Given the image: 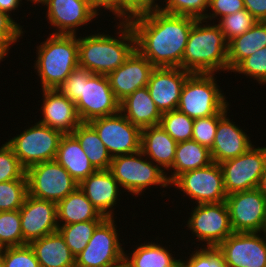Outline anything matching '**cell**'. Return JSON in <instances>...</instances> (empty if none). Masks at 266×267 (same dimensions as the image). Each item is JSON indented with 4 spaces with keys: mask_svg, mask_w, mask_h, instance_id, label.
I'll use <instances>...</instances> for the list:
<instances>
[{
    "mask_svg": "<svg viewBox=\"0 0 266 267\" xmlns=\"http://www.w3.org/2000/svg\"><path fill=\"white\" fill-rule=\"evenodd\" d=\"M120 112L140 129L160 125L162 113L152 100L147 86L135 90L120 102Z\"/></svg>",
    "mask_w": 266,
    "mask_h": 267,
    "instance_id": "25",
    "label": "cell"
},
{
    "mask_svg": "<svg viewBox=\"0 0 266 267\" xmlns=\"http://www.w3.org/2000/svg\"><path fill=\"white\" fill-rule=\"evenodd\" d=\"M79 188L102 216L114 218L115 206L124 191H121L122 188L109 170H97L90 174L79 184Z\"/></svg>",
    "mask_w": 266,
    "mask_h": 267,
    "instance_id": "23",
    "label": "cell"
},
{
    "mask_svg": "<svg viewBox=\"0 0 266 267\" xmlns=\"http://www.w3.org/2000/svg\"><path fill=\"white\" fill-rule=\"evenodd\" d=\"M245 9L257 20L266 21V0H243Z\"/></svg>",
    "mask_w": 266,
    "mask_h": 267,
    "instance_id": "48",
    "label": "cell"
},
{
    "mask_svg": "<svg viewBox=\"0 0 266 267\" xmlns=\"http://www.w3.org/2000/svg\"><path fill=\"white\" fill-rule=\"evenodd\" d=\"M183 192L193 204L219 203L226 200L223 172L220 164L210 165L180 174L171 184ZM195 201V202H194Z\"/></svg>",
    "mask_w": 266,
    "mask_h": 267,
    "instance_id": "12",
    "label": "cell"
},
{
    "mask_svg": "<svg viewBox=\"0 0 266 267\" xmlns=\"http://www.w3.org/2000/svg\"><path fill=\"white\" fill-rule=\"evenodd\" d=\"M109 171L119 183L122 191L138 197L147 188L157 186L170 188L166 172L149 160L141 151L112 158Z\"/></svg>",
    "mask_w": 266,
    "mask_h": 267,
    "instance_id": "7",
    "label": "cell"
},
{
    "mask_svg": "<svg viewBox=\"0 0 266 267\" xmlns=\"http://www.w3.org/2000/svg\"><path fill=\"white\" fill-rule=\"evenodd\" d=\"M28 195L27 179L0 183V211L19 210Z\"/></svg>",
    "mask_w": 266,
    "mask_h": 267,
    "instance_id": "36",
    "label": "cell"
},
{
    "mask_svg": "<svg viewBox=\"0 0 266 267\" xmlns=\"http://www.w3.org/2000/svg\"><path fill=\"white\" fill-rule=\"evenodd\" d=\"M55 160L72 176L78 185L90 174L97 171L72 134H64L61 137Z\"/></svg>",
    "mask_w": 266,
    "mask_h": 267,
    "instance_id": "26",
    "label": "cell"
},
{
    "mask_svg": "<svg viewBox=\"0 0 266 267\" xmlns=\"http://www.w3.org/2000/svg\"><path fill=\"white\" fill-rule=\"evenodd\" d=\"M180 68L190 73H229L228 42L218 24L203 19L194 22Z\"/></svg>",
    "mask_w": 266,
    "mask_h": 267,
    "instance_id": "4",
    "label": "cell"
},
{
    "mask_svg": "<svg viewBox=\"0 0 266 267\" xmlns=\"http://www.w3.org/2000/svg\"><path fill=\"white\" fill-rule=\"evenodd\" d=\"M218 25L227 42L242 35L253 27L258 21L246 10H240L221 18Z\"/></svg>",
    "mask_w": 266,
    "mask_h": 267,
    "instance_id": "37",
    "label": "cell"
},
{
    "mask_svg": "<svg viewBox=\"0 0 266 267\" xmlns=\"http://www.w3.org/2000/svg\"><path fill=\"white\" fill-rule=\"evenodd\" d=\"M57 204L27 195L19 209L23 241L26 244L57 232Z\"/></svg>",
    "mask_w": 266,
    "mask_h": 267,
    "instance_id": "18",
    "label": "cell"
},
{
    "mask_svg": "<svg viewBox=\"0 0 266 267\" xmlns=\"http://www.w3.org/2000/svg\"><path fill=\"white\" fill-rule=\"evenodd\" d=\"M56 212L58 225L105 219L79 187L57 203Z\"/></svg>",
    "mask_w": 266,
    "mask_h": 267,
    "instance_id": "29",
    "label": "cell"
},
{
    "mask_svg": "<svg viewBox=\"0 0 266 267\" xmlns=\"http://www.w3.org/2000/svg\"><path fill=\"white\" fill-rule=\"evenodd\" d=\"M227 195L255 189L266 167V146L253 145L246 152L220 163Z\"/></svg>",
    "mask_w": 266,
    "mask_h": 267,
    "instance_id": "13",
    "label": "cell"
},
{
    "mask_svg": "<svg viewBox=\"0 0 266 267\" xmlns=\"http://www.w3.org/2000/svg\"><path fill=\"white\" fill-rule=\"evenodd\" d=\"M191 73L179 67H155L147 88L161 113L176 110L184 82Z\"/></svg>",
    "mask_w": 266,
    "mask_h": 267,
    "instance_id": "19",
    "label": "cell"
},
{
    "mask_svg": "<svg viewBox=\"0 0 266 267\" xmlns=\"http://www.w3.org/2000/svg\"><path fill=\"white\" fill-rule=\"evenodd\" d=\"M26 177L30 196L56 204L79 187L55 159L28 167Z\"/></svg>",
    "mask_w": 266,
    "mask_h": 267,
    "instance_id": "11",
    "label": "cell"
},
{
    "mask_svg": "<svg viewBox=\"0 0 266 267\" xmlns=\"http://www.w3.org/2000/svg\"><path fill=\"white\" fill-rule=\"evenodd\" d=\"M41 115L39 123L61 131L63 134H71L81 123L76 105L67 98L59 89L42 90Z\"/></svg>",
    "mask_w": 266,
    "mask_h": 267,
    "instance_id": "22",
    "label": "cell"
},
{
    "mask_svg": "<svg viewBox=\"0 0 266 267\" xmlns=\"http://www.w3.org/2000/svg\"><path fill=\"white\" fill-rule=\"evenodd\" d=\"M71 134L80 143L89 161L97 170H109L112 157L88 122H81Z\"/></svg>",
    "mask_w": 266,
    "mask_h": 267,
    "instance_id": "32",
    "label": "cell"
},
{
    "mask_svg": "<svg viewBox=\"0 0 266 267\" xmlns=\"http://www.w3.org/2000/svg\"><path fill=\"white\" fill-rule=\"evenodd\" d=\"M227 267H266V235L234 232L216 247Z\"/></svg>",
    "mask_w": 266,
    "mask_h": 267,
    "instance_id": "15",
    "label": "cell"
},
{
    "mask_svg": "<svg viewBox=\"0 0 266 267\" xmlns=\"http://www.w3.org/2000/svg\"><path fill=\"white\" fill-rule=\"evenodd\" d=\"M266 46V21H258L248 31L228 42L229 73L246 57Z\"/></svg>",
    "mask_w": 266,
    "mask_h": 267,
    "instance_id": "31",
    "label": "cell"
},
{
    "mask_svg": "<svg viewBox=\"0 0 266 267\" xmlns=\"http://www.w3.org/2000/svg\"><path fill=\"white\" fill-rule=\"evenodd\" d=\"M115 219L105 218L96 227L85 249L75 257V267H118L124 264L125 247H122Z\"/></svg>",
    "mask_w": 266,
    "mask_h": 267,
    "instance_id": "8",
    "label": "cell"
},
{
    "mask_svg": "<svg viewBox=\"0 0 266 267\" xmlns=\"http://www.w3.org/2000/svg\"><path fill=\"white\" fill-rule=\"evenodd\" d=\"M34 70L41 80V89H58L79 66L78 36L50 34L36 46Z\"/></svg>",
    "mask_w": 266,
    "mask_h": 267,
    "instance_id": "5",
    "label": "cell"
},
{
    "mask_svg": "<svg viewBox=\"0 0 266 267\" xmlns=\"http://www.w3.org/2000/svg\"><path fill=\"white\" fill-rule=\"evenodd\" d=\"M188 214L191 217L189 216L185 225L193 234L192 237H196L194 240L202 243L201 247L216 248L234 233L225 201L196 204Z\"/></svg>",
    "mask_w": 266,
    "mask_h": 267,
    "instance_id": "10",
    "label": "cell"
},
{
    "mask_svg": "<svg viewBox=\"0 0 266 267\" xmlns=\"http://www.w3.org/2000/svg\"><path fill=\"white\" fill-rule=\"evenodd\" d=\"M177 142L160 126L141 129L140 151L154 164H157L166 175L173 166Z\"/></svg>",
    "mask_w": 266,
    "mask_h": 267,
    "instance_id": "24",
    "label": "cell"
},
{
    "mask_svg": "<svg viewBox=\"0 0 266 267\" xmlns=\"http://www.w3.org/2000/svg\"><path fill=\"white\" fill-rule=\"evenodd\" d=\"M213 162L208 148L194 140L178 142L173 166L167 175L170 184L182 173L203 168ZM173 170V171H172Z\"/></svg>",
    "mask_w": 266,
    "mask_h": 267,
    "instance_id": "30",
    "label": "cell"
},
{
    "mask_svg": "<svg viewBox=\"0 0 266 267\" xmlns=\"http://www.w3.org/2000/svg\"><path fill=\"white\" fill-rule=\"evenodd\" d=\"M231 72L266 85V46L243 59Z\"/></svg>",
    "mask_w": 266,
    "mask_h": 267,
    "instance_id": "39",
    "label": "cell"
},
{
    "mask_svg": "<svg viewBox=\"0 0 266 267\" xmlns=\"http://www.w3.org/2000/svg\"><path fill=\"white\" fill-rule=\"evenodd\" d=\"M58 89L75 103L81 122L120 111V102L114 96L107 75L93 74L78 66Z\"/></svg>",
    "mask_w": 266,
    "mask_h": 267,
    "instance_id": "3",
    "label": "cell"
},
{
    "mask_svg": "<svg viewBox=\"0 0 266 267\" xmlns=\"http://www.w3.org/2000/svg\"><path fill=\"white\" fill-rule=\"evenodd\" d=\"M262 232L266 235V218H265V222H264V226H263Z\"/></svg>",
    "mask_w": 266,
    "mask_h": 267,
    "instance_id": "54",
    "label": "cell"
},
{
    "mask_svg": "<svg viewBox=\"0 0 266 267\" xmlns=\"http://www.w3.org/2000/svg\"><path fill=\"white\" fill-rule=\"evenodd\" d=\"M225 202L234 232H262L266 198L257 188L229 194Z\"/></svg>",
    "mask_w": 266,
    "mask_h": 267,
    "instance_id": "17",
    "label": "cell"
},
{
    "mask_svg": "<svg viewBox=\"0 0 266 267\" xmlns=\"http://www.w3.org/2000/svg\"><path fill=\"white\" fill-rule=\"evenodd\" d=\"M16 135L6 143L11 147L20 164L27 169L34 164L54 160L60 139L64 134L36 122Z\"/></svg>",
    "mask_w": 266,
    "mask_h": 267,
    "instance_id": "9",
    "label": "cell"
},
{
    "mask_svg": "<svg viewBox=\"0 0 266 267\" xmlns=\"http://www.w3.org/2000/svg\"><path fill=\"white\" fill-rule=\"evenodd\" d=\"M215 73H191L183 84L177 110L192 119L221 114L230 103Z\"/></svg>",
    "mask_w": 266,
    "mask_h": 267,
    "instance_id": "6",
    "label": "cell"
},
{
    "mask_svg": "<svg viewBox=\"0 0 266 267\" xmlns=\"http://www.w3.org/2000/svg\"><path fill=\"white\" fill-rule=\"evenodd\" d=\"M88 123L95 129L112 158L140 151L141 129L133 125L120 111L92 119Z\"/></svg>",
    "mask_w": 266,
    "mask_h": 267,
    "instance_id": "14",
    "label": "cell"
},
{
    "mask_svg": "<svg viewBox=\"0 0 266 267\" xmlns=\"http://www.w3.org/2000/svg\"><path fill=\"white\" fill-rule=\"evenodd\" d=\"M117 32L109 35L94 32L85 37L78 36L79 66L86 68L93 74L108 75L119 66L136 49V38L128 21L116 22ZM116 37V38H115Z\"/></svg>",
    "mask_w": 266,
    "mask_h": 267,
    "instance_id": "2",
    "label": "cell"
},
{
    "mask_svg": "<svg viewBox=\"0 0 266 267\" xmlns=\"http://www.w3.org/2000/svg\"><path fill=\"white\" fill-rule=\"evenodd\" d=\"M3 267H40L29 244L2 248Z\"/></svg>",
    "mask_w": 266,
    "mask_h": 267,
    "instance_id": "42",
    "label": "cell"
},
{
    "mask_svg": "<svg viewBox=\"0 0 266 267\" xmlns=\"http://www.w3.org/2000/svg\"><path fill=\"white\" fill-rule=\"evenodd\" d=\"M0 267H3L2 249H1V251H0Z\"/></svg>",
    "mask_w": 266,
    "mask_h": 267,
    "instance_id": "53",
    "label": "cell"
},
{
    "mask_svg": "<svg viewBox=\"0 0 266 267\" xmlns=\"http://www.w3.org/2000/svg\"><path fill=\"white\" fill-rule=\"evenodd\" d=\"M154 68L150 61L135 49L121 66L107 75L115 98L121 102L135 90L147 86Z\"/></svg>",
    "mask_w": 266,
    "mask_h": 267,
    "instance_id": "20",
    "label": "cell"
},
{
    "mask_svg": "<svg viewBox=\"0 0 266 267\" xmlns=\"http://www.w3.org/2000/svg\"><path fill=\"white\" fill-rule=\"evenodd\" d=\"M40 267H75V256L57 231L29 243Z\"/></svg>",
    "mask_w": 266,
    "mask_h": 267,
    "instance_id": "27",
    "label": "cell"
},
{
    "mask_svg": "<svg viewBox=\"0 0 266 267\" xmlns=\"http://www.w3.org/2000/svg\"><path fill=\"white\" fill-rule=\"evenodd\" d=\"M24 30V31H23ZM25 29L8 14L0 11V41L9 49L23 38Z\"/></svg>",
    "mask_w": 266,
    "mask_h": 267,
    "instance_id": "44",
    "label": "cell"
},
{
    "mask_svg": "<svg viewBox=\"0 0 266 267\" xmlns=\"http://www.w3.org/2000/svg\"><path fill=\"white\" fill-rule=\"evenodd\" d=\"M103 220H89L67 225H58V232L64 238L71 253L76 257L85 249L94 230Z\"/></svg>",
    "mask_w": 266,
    "mask_h": 267,
    "instance_id": "33",
    "label": "cell"
},
{
    "mask_svg": "<svg viewBox=\"0 0 266 267\" xmlns=\"http://www.w3.org/2000/svg\"><path fill=\"white\" fill-rule=\"evenodd\" d=\"M91 3L99 15H102V9L104 12L109 10L115 16L114 20L125 21V0H91Z\"/></svg>",
    "mask_w": 266,
    "mask_h": 267,
    "instance_id": "46",
    "label": "cell"
},
{
    "mask_svg": "<svg viewBox=\"0 0 266 267\" xmlns=\"http://www.w3.org/2000/svg\"><path fill=\"white\" fill-rule=\"evenodd\" d=\"M25 1H30L31 3H33L34 5H38L40 2H41V0H25Z\"/></svg>",
    "mask_w": 266,
    "mask_h": 267,
    "instance_id": "52",
    "label": "cell"
},
{
    "mask_svg": "<svg viewBox=\"0 0 266 267\" xmlns=\"http://www.w3.org/2000/svg\"><path fill=\"white\" fill-rule=\"evenodd\" d=\"M194 119L179 110L162 113L160 126L177 143L192 140Z\"/></svg>",
    "mask_w": 266,
    "mask_h": 267,
    "instance_id": "34",
    "label": "cell"
},
{
    "mask_svg": "<svg viewBox=\"0 0 266 267\" xmlns=\"http://www.w3.org/2000/svg\"><path fill=\"white\" fill-rule=\"evenodd\" d=\"M159 0H125V21L139 13L159 8Z\"/></svg>",
    "mask_w": 266,
    "mask_h": 267,
    "instance_id": "47",
    "label": "cell"
},
{
    "mask_svg": "<svg viewBox=\"0 0 266 267\" xmlns=\"http://www.w3.org/2000/svg\"><path fill=\"white\" fill-rule=\"evenodd\" d=\"M46 7L48 23L54 27L51 34L78 35V28L98 18L91 0H41ZM57 28V29H56Z\"/></svg>",
    "mask_w": 266,
    "mask_h": 267,
    "instance_id": "16",
    "label": "cell"
},
{
    "mask_svg": "<svg viewBox=\"0 0 266 267\" xmlns=\"http://www.w3.org/2000/svg\"><path fill=\"white\" fill-rule=\"evenodd\" d=\"M257 189L261 192V194L266 198V167L260 178Z\"/></svg>",
    "mask_w": 266,
    "mask_h": 267,
    "instance_id": "50",
    "label": "cell"
},
{
    "mask_svg": "<svg viewBox=\"0 0 266 267\" xmlns=\"http://www.w3.org/2000/svg\"><path fill=\"white\" fill-rule=\"evenodd\" d=\"M160 244L158 241L155 243L153 240L151 242L146 240L136 245L137 248L134 247L132 253L125 250L124 265L126 267H177L181 263V258L177 259L175 254L170 253L172 249H168L166 244L165 246L162 242Z\"/></svg>",
    "mask_w": 266,
    "mask_h": 267,
    "instance_id": "28",
    "label": "cell"
},
{
    "mask_svg": "<svg viewBox=\"0 0 266 267\" xmlns=\"http://www.w3.org/2000/svg\"><path fill=\"white\" fill-rule=\"evenodd\" d=\"M22 0H0V11L8 14L12 17V13L17 12L18 8L21 7ZM12 12V13H11Z\"/></svg>",
    "mask_w": 266,
    "mask_h": 267,
    "instance_id": "49",
    "label": "cell"
},
{
    "mask_svg": "<svg viewBox=\"0 0 266 267\" xmlns=\"http://www.w3.org/2000/svg\"><path fill=\"white\" fill-rule=\"evenodd\" d=\"M26 245L19 210L0 211V248Z\"/></svg>",
    "mask_w": 266,
    "mask_h": 267,
    "instance_id": "35",
    "label": "cell"
},
{
    "mask_svg": "<svg viewBox=\"0 0 266 267\" xmlns=\"http://www.w3.org/2000/svg\"><path fill=\"white\" fill-rule=\"evenodd\" d=\"M218 122L219 114L194 119L192 140L211 150Z\"/></svg>",
    "mask_w": 266,
    "mask_h": 267,
    "instance_id": "43",
    "label": "cell"
},
{
    "mask_svg": "<svg viewBox=\"0 0 266 267\" xmlns=\"http://www.w3.org/2000/svg\"><path fill=\"white\" fill-rule=\"evenodd\" d=\"M27 179L26 169L20 164L11 147L4 142L0 146V183Z\"/></svg>",
    "mask_w": 266,
    "mask_h": 267,
    "instance_id": "40",
    "label": "cell"
},
{
    "mask_svg": "<svg viewBox=\"0 0 266 267\" xmlns=\"http://www.w3.org/2000/svg\"><path fill=\"white\" fill-rule=\"evenodd\" d=\"M159 2H164L159 9L167 14L189 16L197 20L205 18L209 7V0H160Z\"/></svg>",
    "mask_w": 266,
    "mask_h": 267,
    "instance_id": "38",
    "label": "cell"
},
{
    "mask_svg": "<svg viewBox=\"0 0 266 267\" xmlns=\"http://www.w3.org/2000/svg\"><path fill=\"white\" fill-rule=\"evenodd\" d=\"M229 109L219 114L217 131L210 150L213 162L218 164L240 156L254 145L246 130L243 131L238 124L233 122V119L229 118Z\"/></svg>",
    "mask_w": 266,
    "mask_h": 267,
    "instance_id": "21",
    "label": "cell"
},
{
    "mask_svg": "<svg viewBox=\"0 0 266 267\" xmlns=\"http://www.w3.org/2000/svg\"><path fill=\"white\" fill-rule=\"evenodd\" d=\"M208 9L203 20L207 22L213 20L214 23L215 19L219 21L226 15L245 9V5L243 0H209Z\"/></svg>",
    "mask_w": 266,
    "mask_h": 267,
    "instance_id": "45",
    "label": "cell"
},
{
    "mask_svg": "<svg viewBox=\"0 0 266 267\" xmlns=\"http://www.w3.org/2000/svg\"><path fill=\"white\" fill-rule=\"evenodd\" d=\"M189 257H182V267H227L223 255L217 248L199 247L197 244ZM200 248V249H199Z\"/></svg>",
    "mask_w": 266,
    "mask_h": 267,
    "instance_id": "41",
    "label": "cell"
},
{
    "mask_svg": "<svg viewBox=\"0 0 266 267\" xmlns=\"http://www.w3.org/2000/svg\"><path fill=\"white\" fill-rule=\"evenodd\" d=\"M9 48L0 41V63L5 60V57H8Z\"/></svg>",
    "mask_w": 266,
    "mask_h": 267,
    "instance_id": "51",
    "label": "cell"
},
{
    "mask_svg": "<svg viewBox=\"0 0 266 267\" xmlns=\"http://www.w3.org/2000/svg\"><path fill=\"white\" fill-rule=\"evenodd\" d=\"M197 19L154 9L128 22L136 38V49L154 67H181L191 28Z\"/></svg>",
    "mask_w": 266,
    "mask_h": 267,
    "instance_id": "1",
    "label": "cell"
}]
</instances>
